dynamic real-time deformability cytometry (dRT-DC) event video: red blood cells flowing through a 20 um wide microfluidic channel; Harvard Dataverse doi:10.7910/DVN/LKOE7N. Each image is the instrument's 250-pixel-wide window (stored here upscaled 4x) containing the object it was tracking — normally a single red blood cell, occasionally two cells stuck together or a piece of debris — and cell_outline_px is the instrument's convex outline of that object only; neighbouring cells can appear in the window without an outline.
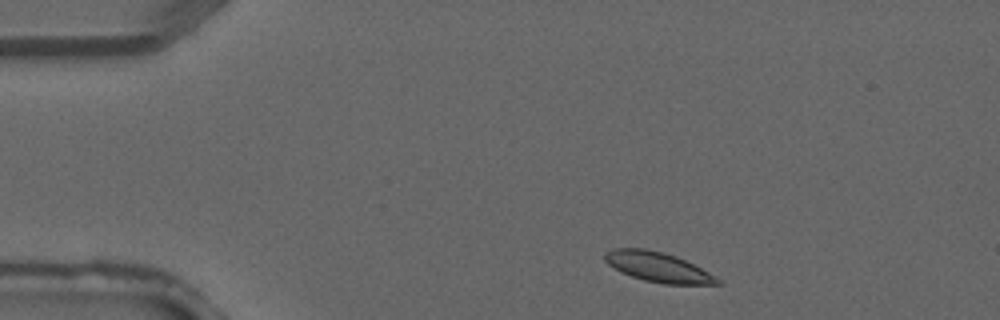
{"species": "common noctule bat (a hibernating species)", "species_latin": "Nyctalus noctula", "temperature_condition": "warm", "stored_images_in_passage": 2, "camera_frame_rate_fps": 3000, "um_per_image_px": 0.085, "animal": {"sex": "male", "forearm_length_mm": 52.5}, "frame": {"image": 1, "passage_image": 1, "time_ms": 0.0, "image_size_px": [1000, 320], "cell_outline_px": [[724, 284], [664, 284], [644, 280], [620, 272], [608, 264], [604, 260], [604, 252], [612, 248], [644, 248], [664, 252], [676, 256], [708, 272], [720, 280]], "centroid_in_image_um": [55.88, 22.69], "position_along_channel_um": 29.1, "area_um2": 19.48}}